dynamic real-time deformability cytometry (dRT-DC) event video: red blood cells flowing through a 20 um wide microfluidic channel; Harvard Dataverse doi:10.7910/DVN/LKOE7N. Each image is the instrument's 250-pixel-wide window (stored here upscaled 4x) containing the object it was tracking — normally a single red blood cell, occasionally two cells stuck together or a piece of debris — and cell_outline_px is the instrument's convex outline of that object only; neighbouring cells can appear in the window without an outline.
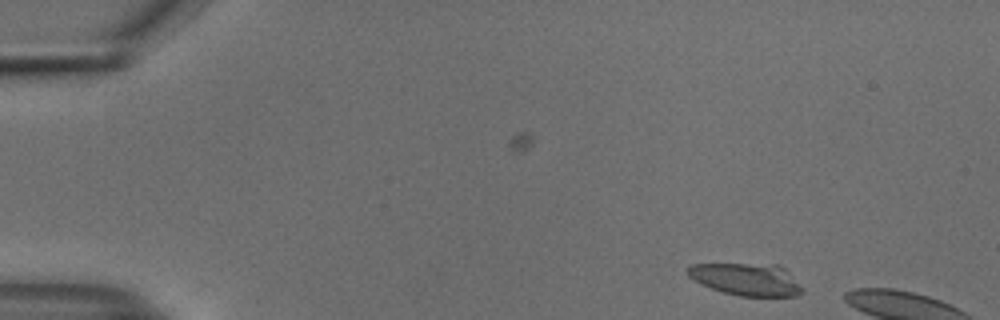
{"species": "common noctule bat (a hibernating species)", "species_latin": "Nyctalus noctula", "temperature_condition": "cold", "stored_images_in_passage": 6, "camera_frame_rate_fps": 3000, "um_per_image_px": 0.085, "animal": {"sex": "male", "body_mass_g": 18.8}, "frame": {"image": 1, "passage_image": 1, "time_ms": 0.0, "image_size_px": [1000, 320], "cell_outline_px": [[804, 292], [796, 296], [740, 296], [724, 292], [700, 284], [688, 276], [688, 268], [692, 264], [780, 264], [804, 288]], "centroid_in_image_um": [63.49, 23.74], "position_along_channel_um": 21.5, "area_um2": 21.56}}